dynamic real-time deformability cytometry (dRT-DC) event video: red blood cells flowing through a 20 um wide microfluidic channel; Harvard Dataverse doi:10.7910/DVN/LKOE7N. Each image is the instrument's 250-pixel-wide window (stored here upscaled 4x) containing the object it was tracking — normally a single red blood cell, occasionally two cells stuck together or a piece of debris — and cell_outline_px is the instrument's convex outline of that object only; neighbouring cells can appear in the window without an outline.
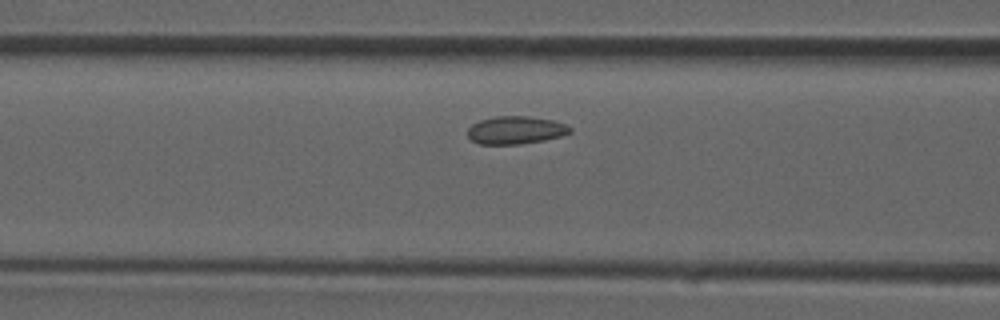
{"species": "common noctule bat (a hibernating species)", "species_latin": "Nyctalus noctula", "temperature_condition": "room temperature", "stored_images_in_passage": 29, "camera_frame_rate_fps": 3000, "um_per_image_px": 0.085, "animal": {"sex": "male", "forearm_length_mm": 52.5}, "frame": {"image": 1, "passage_image": 9, "time_ms": 2.667, "image_size_px": [1000, 320], "cell_outline_px": [[572, 132], [560, 136], [544, 140], [520, 144], [480, 144], [472, 140], [468, 136], [468, 128], [472, 124], [480, 120], [496, 116], [528, 116], [552, 120], [564, 124], [572, 128]], "centroid_in_image_um": [43.82, 11.06], "position_along_channel_um": 122.8, "area_um2": 16.53}}
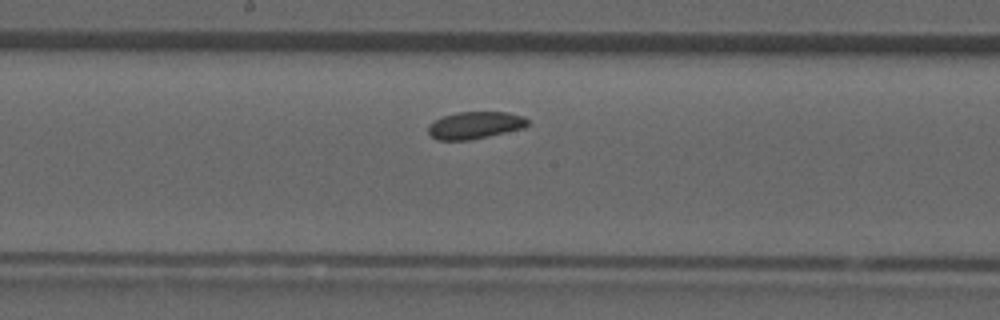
{"frame": {"image": 2, "passage_image": 14, "time_ms": 4.333, "image_size_px": [1000, 320], "cell_outline_px": [[528, 124], [524, 128], [472, 140], [436, 140], [428, 132], [428, 124], [444, 116], [460, 112], [508, 112], [524, 116], [528, 120]], "centroid_in_image_um": [40.39, 10.65], "position_along_channel_um": 207.8, "area_um2": 15.78}}
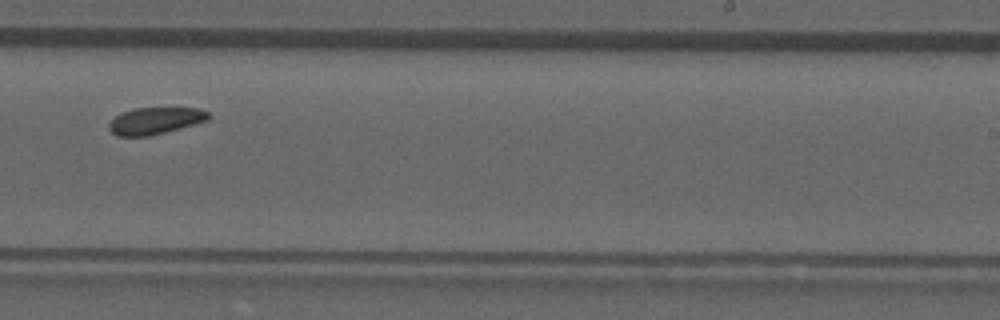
{"frame": {"image": 3, "passage_image": 18, "time_ms": 5.667, "image_size_px": [1000, 320], "cell_outline_px": [[212, 116], [208, 120], [180, 128], [148, 136], [116, 136], [108, 128], [108, 124], [120, 112], [132, 108], [200, 108], [208, 112]], "centroid_in_image_um": [13.18, 10.25], "position_along_channel_um": 275.8, "area_um2": 15.61}}